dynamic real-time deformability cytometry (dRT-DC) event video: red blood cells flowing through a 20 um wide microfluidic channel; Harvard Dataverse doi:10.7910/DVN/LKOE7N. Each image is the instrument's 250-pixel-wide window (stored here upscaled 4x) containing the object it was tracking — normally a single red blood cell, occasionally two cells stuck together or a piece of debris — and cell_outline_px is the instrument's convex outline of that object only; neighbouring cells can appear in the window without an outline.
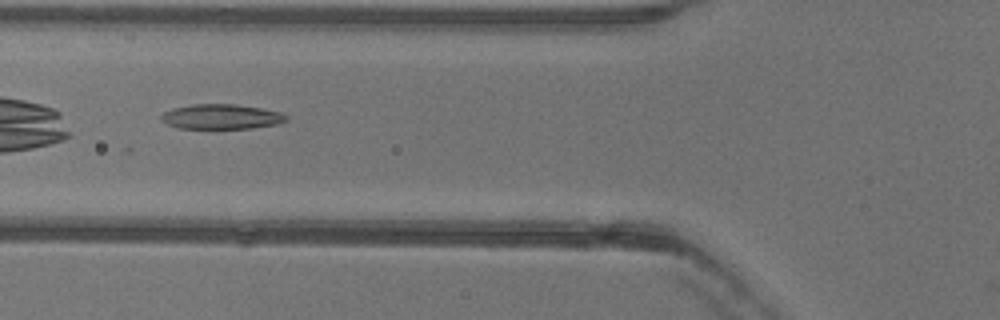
{"species": "common noctule bat (a hibernating species)", "species_latin": "Nyctalus noctula", "temperature_condition": "warm", "stored_images_in_passage": 46, "camera_frame_rate_fps": 3000, "um_per_image_px": 0.085, "animal": {"sex": "female"}, "frame": {"image": 1, "passage_image": 20, "time_ms": 6.333, "image_size_px": [1000, 320], "cell_outline_px": [[288, 120], [276, 124], [252, 128], [180, 128], [168, 124], [160, 120], [160, 116], [164, 112], [172, 108], [192, 104], [236, 104], [260, 108], [280, 112], [288, 116]], "centroid_in_image_um": [18.8, 9.91], "position_along_channel_um": 107.0, "area_um2": 18.09}, "authors_computed_cell_mechanics": {"area_um2": 18.3515, "velocity_mm_per_s": 3.9825, "shape_relaxation_time_tau1_ms": null, "shape_relaxation_time_tau2_ms": 3.1616, "deformation_change_tau1": null, "deformation_change_tau2": 0.111}}